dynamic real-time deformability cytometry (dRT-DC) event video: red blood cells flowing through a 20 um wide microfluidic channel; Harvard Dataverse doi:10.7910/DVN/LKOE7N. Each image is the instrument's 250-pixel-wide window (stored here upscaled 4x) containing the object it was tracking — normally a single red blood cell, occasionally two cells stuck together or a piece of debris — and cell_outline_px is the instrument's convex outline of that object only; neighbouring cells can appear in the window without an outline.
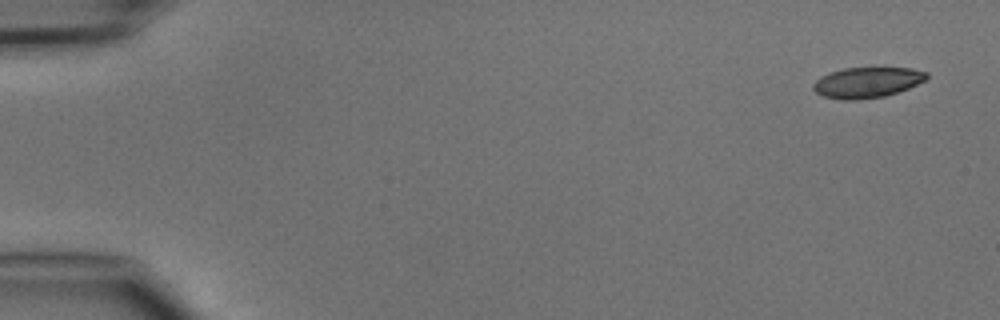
{"species": "common noctule bat (a hibernating species)", "species_latin": "Nyctalus noctula", "temperature_condition": "cold", "stored_images_in_passage": 4, "camera_frame_rate_fps": 3000, "um_per_image_px": 0.085, "animal": {"sex": "male", "body_mass_g": 15.6}, "frame": {"image": 1, "passage_image": 1, "time_ms": 0.0, "image_size_px": [1000, 320], "cell_outline_px": [[928, 76], [924, 80], [908, 88], [884, 96], [856, 100], [844, 100], [824, 96], [816, 92], [812, 88], [812, 84], [820, 76], [844, 68], [912, 68], [928, 72]], "centroid_in_image_um": [73.68, 7.0], "position_along_channel_um": 11.3, "area_um2": 20.0}}
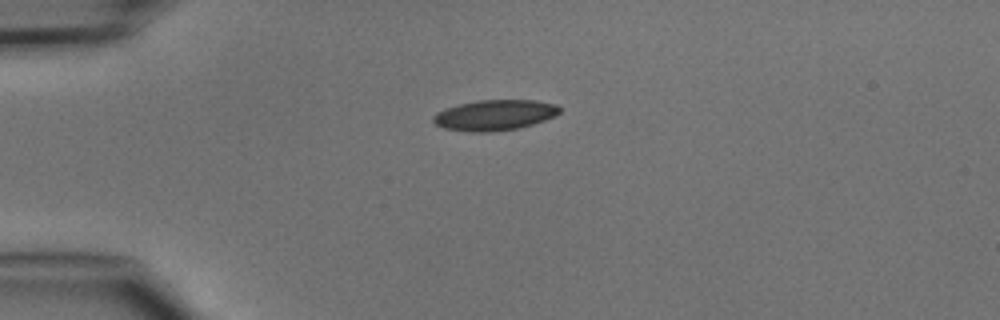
{"frame": {"image": 2, "passage_image": 4, "time_ms": 3.333, "image_size_px": [1000, 320], "cell_outline_px": [[560, 112], [544, 120], [520, 128], [492, 132], [472, 132], [444, 128], [436, 124], [432, 120], [432, 116], [436, 112], [444, 108], [460, 104], [480, 100], [536, 100], [556, 104], [560, 108]], "centroid_in_image_um": [42.02, 9.78], "position_along_channel_um": 43.0, "area_um2": 22.48}}